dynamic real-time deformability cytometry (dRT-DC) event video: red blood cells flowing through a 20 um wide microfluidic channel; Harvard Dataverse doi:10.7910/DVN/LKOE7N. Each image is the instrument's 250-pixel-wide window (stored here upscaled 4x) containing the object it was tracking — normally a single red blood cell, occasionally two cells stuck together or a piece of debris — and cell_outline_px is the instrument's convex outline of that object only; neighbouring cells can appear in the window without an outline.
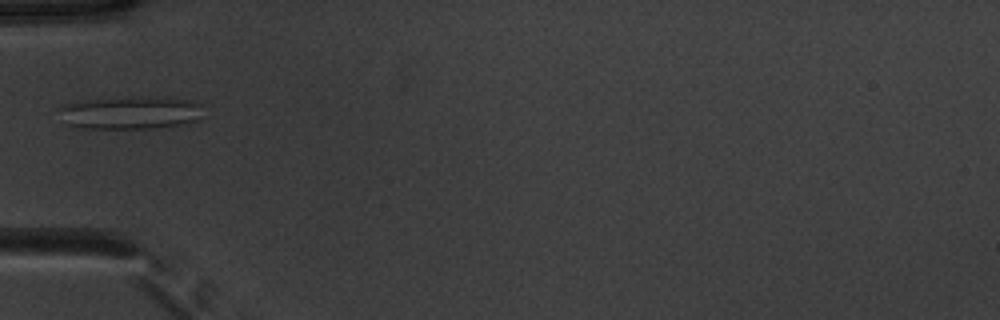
{"species": "common noctule bat (a hibernating species)", "species_latin": "Nyctalus noctula", "temperature_condition": "warm", "stored_images_in_passage": 6, "camera_frame_rate_fps": 3000, "um_per_image_px": 0.085, "animal": {"sex": "male", "body_mass_g": 20.1, "forearm_length_mm": 53.5}, "frame": {"image": 1, "passage_image": 1, "time_ms": 0.0, "image_size_px": [1000, 320], "cell_outline_px": [[200, 120], [184, 124], [152, 128], [84, 128], [64, 124], [56, 108], [68, 104], [96, 100], [188, 100], [200, 104]], "centroid_in_image_um": [11.02, 9.66], "position_along_channel_um": 74.0, "area_um2": 25.89}}